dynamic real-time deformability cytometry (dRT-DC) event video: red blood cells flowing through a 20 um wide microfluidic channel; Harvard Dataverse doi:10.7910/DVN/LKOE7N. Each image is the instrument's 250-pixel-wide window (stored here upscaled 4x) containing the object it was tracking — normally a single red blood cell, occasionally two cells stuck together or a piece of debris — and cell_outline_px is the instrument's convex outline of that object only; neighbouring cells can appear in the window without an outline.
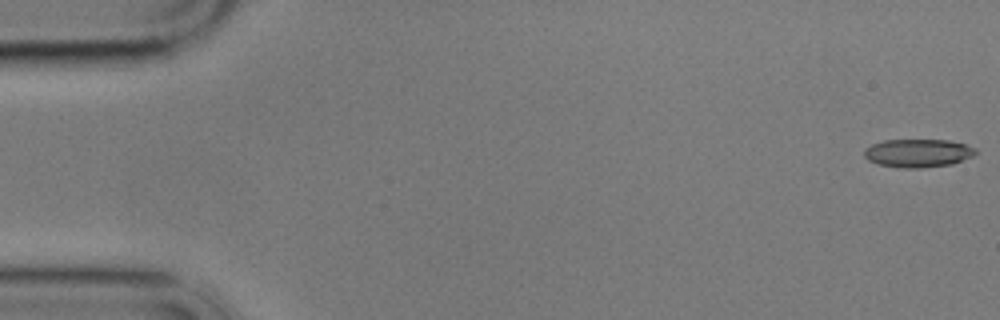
{"species": "common noctule bat (a hibernating species)", "species_latin": "Nyctalus noctula", "temperature_condition": "cold", "stored_images_in_passage": 6, "segment_of_instrument_passage": [1, 2], "camera_frame_rate_fps": 3000, "um_per_image_px": 0.085, "animal": {"sex": "male", "body_mass_g": 17.9}, "frame": {"image": 1, "passage_image": 1, "time_ms": 0.0, "image_size_px": [1000, 320], "cell_outline_px": [[976, 152], [972, 156], [952, 164], [916, 168], [904, 168], [880, 164], [868, 160], [864, 156], [864, 148], [872, 144], [884, 140], [948, 140], [964, 144], [976, 148]], "centroid_in_image_um": [78.01, 13.0], "position_along_channel_um": 7.0, "area_um2": 18.15}}
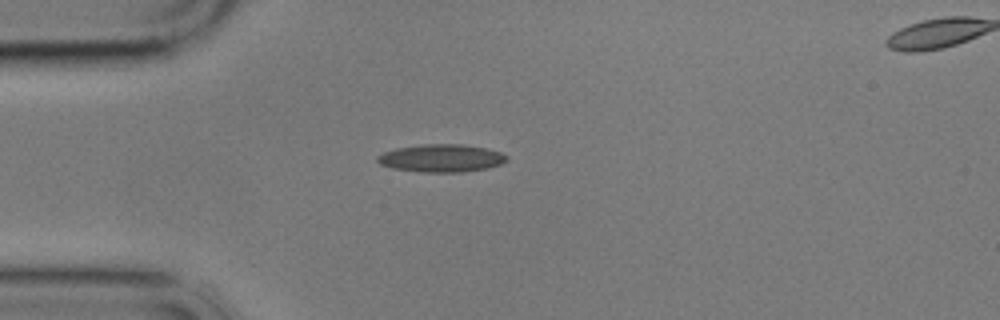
{"frame": {"image": 2, "passage_image": 5, "time_ms": 4.667, "image_size_px": [1000, 320], "cell_outline_px": [[508, 160], [500, 164], [488, 168], [460, 172], [420, 172], [392, 168], [380, 164], [376, 160], [376, 156], [384, 152], [396, 148], [424, 144], [460, 144], [484, 148], [500, 152], [508, 156]], "centroid_in_image_um": [37.49, 13.45], "position_along_channel_um": 47.5, "area_um2": 20.87}}